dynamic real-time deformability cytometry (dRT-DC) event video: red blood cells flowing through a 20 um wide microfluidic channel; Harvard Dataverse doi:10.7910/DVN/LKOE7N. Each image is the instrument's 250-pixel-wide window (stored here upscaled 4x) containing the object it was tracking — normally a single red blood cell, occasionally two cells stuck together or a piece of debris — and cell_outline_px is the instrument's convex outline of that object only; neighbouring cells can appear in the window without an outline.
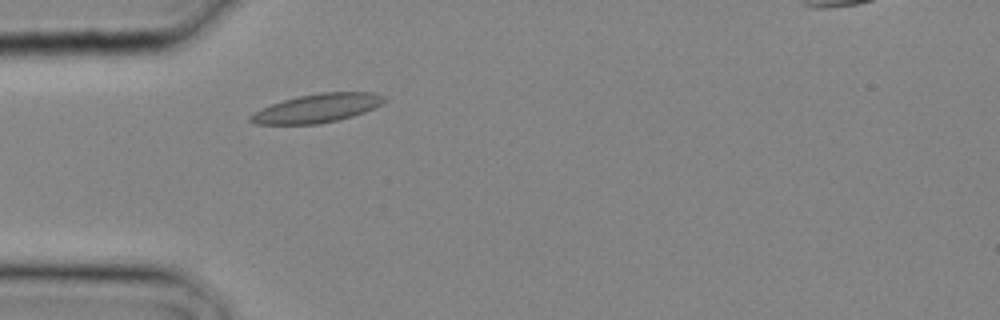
{"species": "common noctule bat (a hibernating species)", "species_latin": "Nyctalus noctula", "temperature_condition": "cold", "stored_images_in_passage": 1, "camera_frame_rate_fps": 3000, "um_per_image_px": 0.085, "animal": {"sex": "male", "body_mass_g": 20.4}, "frame": {"image": 1, "passage_image": 1, "time_ms": 0.0, "image_size_px": [1000, 320], "cell_outline_px": [[384, 100], [380, 104], [364, 112], [352, 116], [336, 120], [316, 124], [256, 124], [248, 120], [248, 116], [252, 112], [272, 104], [284, 100], [300, 96], [320, 92], [372, 92], [384, 96]], "centroid_in_image_um": [26.9, 9.2], "position_along_channel_um": 58.1, "area_um2": 22.02}}